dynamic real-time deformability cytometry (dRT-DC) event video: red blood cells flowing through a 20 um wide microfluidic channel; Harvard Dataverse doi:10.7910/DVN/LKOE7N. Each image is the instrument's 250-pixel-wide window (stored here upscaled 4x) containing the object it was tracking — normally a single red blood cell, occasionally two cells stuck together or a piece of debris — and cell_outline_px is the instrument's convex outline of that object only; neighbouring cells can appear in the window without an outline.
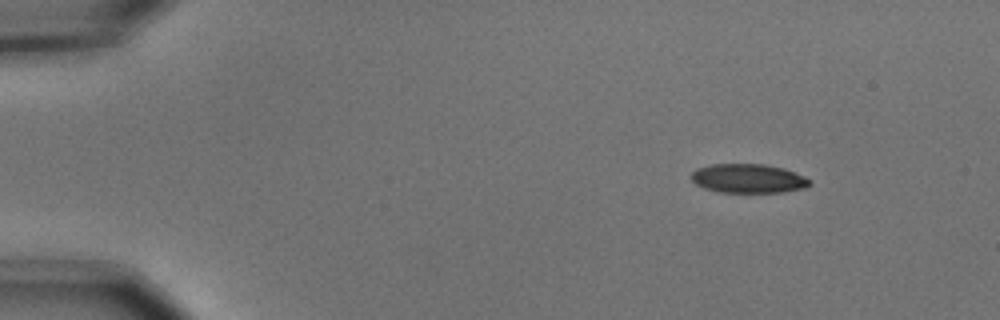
{"species": "common noctule bat (a hibernating species)", "species_latin": "Nyctalus noctula", "temperature_condition": "cold", "stored_images_in_passage": 4, "camera_frame_rate_fps": 3000, "um_per_image_px": 0.085, "animal": {"sex": "male", "body_mass_g": 15.6}, "frame": {"image": 1, "passage_image": 1, "time_ms": 0.0, "image_size_px": [1000, 320], "cell_outline_px": [[812, 184], [804, 188], [784, 192], [720, 192], [704, 188], [696, 184], [692, 180], [692, 172], [696, 168], [712, 164], [764, 164], [784, 168], [804, 176], [812, 180]], "centroid_in_image_um": [63.63, 15.17], "position_along_channel_um": 21.4, "area_um2": 20.11}}
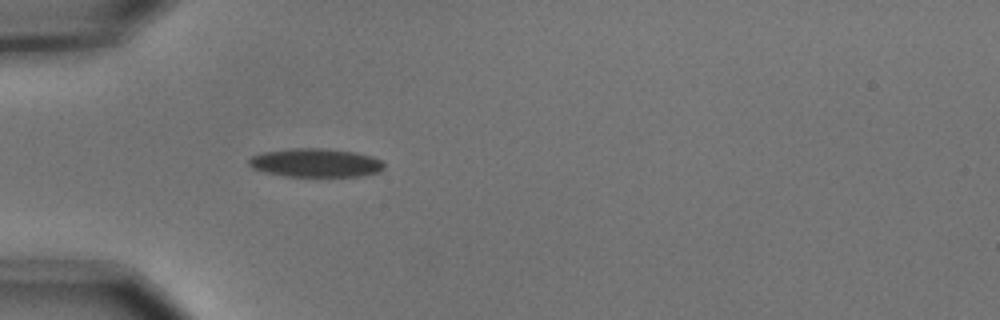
{"frame": {"image": 2, "passage_image": 4, "time_ms": 1.0, "image_size_px": [1000, 320], "cell_outline_px": [[384, 168], [380, 172], [364, 176], [288, 176], [264, 172], [252, 168], [248, 164], [248, 160], [252, 156], [264, 152], [292, 148], [320, 148], [352, 152], [372, 156], [380, 160], [384, 164]], "centroid_in_image_um": [26.83, 13.84], "position_along_channel_um": 58.2, "area_um2": 22.43}}